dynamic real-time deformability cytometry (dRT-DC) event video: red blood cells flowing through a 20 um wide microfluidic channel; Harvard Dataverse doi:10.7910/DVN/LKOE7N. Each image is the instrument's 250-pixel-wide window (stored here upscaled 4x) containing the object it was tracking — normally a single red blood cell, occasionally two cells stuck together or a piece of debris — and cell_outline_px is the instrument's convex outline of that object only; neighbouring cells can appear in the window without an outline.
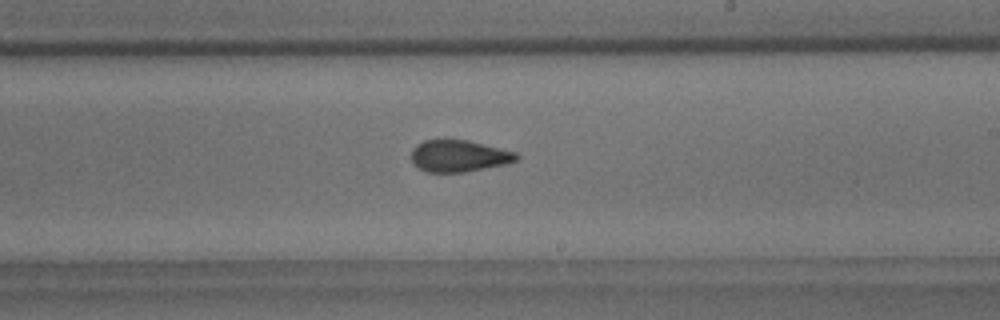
{"species": "common noctule bat (a hibernating species)", "species_latin": "Nyctalus noctula", "temperature_condition": "room temperature", "stored_images_in_passage": 29, "camera_frame_rate_fps": 3000, "um_per_image_px": 0.085, "animal": {"sex": "male", "body_mass_g": 18.8}, "frame": {"image": 1, "passage_image": 17, "time_ms": 5.333, "image_size_px": [1000, 320], "cell_outline_px": [[520, 156], [516, 160], [504, 164], [464, 172], [428, 172], [412, 164], [412, 148], [416, 144], [424, 140], [468, 140], [516, 152]], "centroid_in_image_um": [38.98, 13.25], "position_along_channel_um": 250.0, "area_um2": 19.31}}
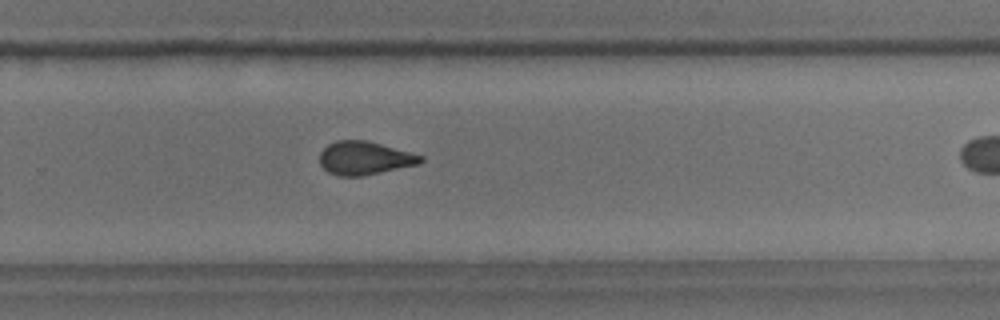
{"frame": {"image": 2, "passage_image": 21, "time_ms": 6.667, "image_size_px": [1000, 320], "cell_outline_px": [[424, 160], [420, 164], [364, 176], [336, 176], [328, 172], [320, 164], [320, 152], [328, 144], [336, 140], [368, 140], [424, 156]], "centroid_in_image_um": [31.0, 13.44], "position_along_channel_um": 298.8, "area_um2": 19.83}}